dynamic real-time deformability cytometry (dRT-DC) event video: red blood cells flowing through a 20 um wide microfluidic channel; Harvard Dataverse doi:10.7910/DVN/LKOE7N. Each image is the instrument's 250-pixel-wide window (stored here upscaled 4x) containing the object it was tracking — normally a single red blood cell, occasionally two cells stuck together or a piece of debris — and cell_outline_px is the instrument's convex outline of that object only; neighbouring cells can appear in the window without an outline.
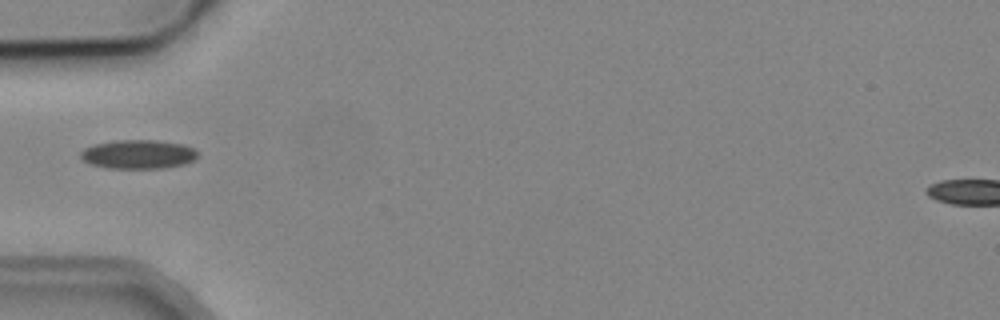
{"species": "common noctule bat (a hibernating species)", "species_latin": "Nyctalus noctula", "temperature_condition": "cold", "stored_images_in_passage": 3, "camera_frame_rate_fps": 3000, "um_per_image_px": 0.085, "animal": {"sex": "male", "body_mass_g": 19.2, "forearm_length_mm": 51.8}, "frame": {"image": 1, "passage_image": 3, "time_ms": 2.667, "image_size_px": [1000, 320], "cell_outline_px": [[200, 152], [196, 160], [184, 164], [164, 168], [108, 168], [92, 164], [84, 160], [80, 156], [80, 152], [84, 148], [92, 144], [112, 140], [156, 140], [184, 144]], "centroid_in_image_um": [11.78, 13.1], "position_along_channel_um": 73.2, "area_um2": 20.0}}